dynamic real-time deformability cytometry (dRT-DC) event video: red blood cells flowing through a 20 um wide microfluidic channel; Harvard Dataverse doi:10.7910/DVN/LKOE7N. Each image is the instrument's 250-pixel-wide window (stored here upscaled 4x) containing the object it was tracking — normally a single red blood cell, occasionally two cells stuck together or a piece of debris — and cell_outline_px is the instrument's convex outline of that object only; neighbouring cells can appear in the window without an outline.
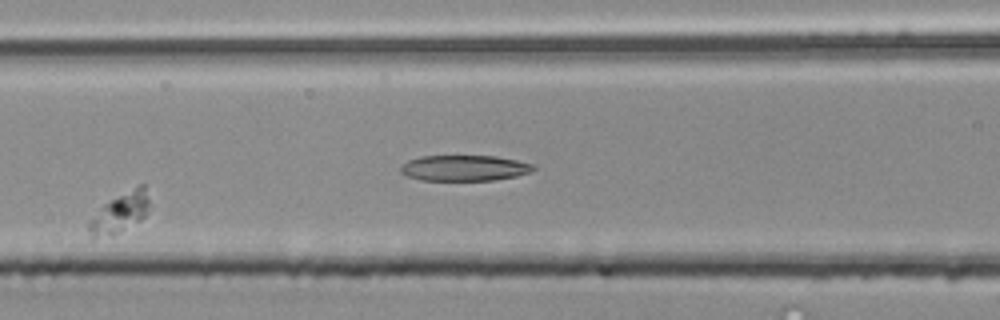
{"species": "common noctule bat (a hibernating species)", "species_latin": "Nyctalus noctula", "temperature_condition": "room temperature", "stored_images_in_passage": 5, "camera_frame_rate_fps": 3000, "um_per_image_px": 0.085, "animal": {"sex": "male", "body_mass_g": 20.4}, "frame": {"image": 1, "passage_image": 5, "time_ms": 1.333, "image_size_px": [1000, 320], "cell_outline_px": [[148, 212], [140, 220], [112, 236], [92, 240], [88, 232], [88, 220], [104, 204], [140, 184], [144, 184], [148, 200]], "centroid_in_image_um": [10.13, 18.15], "position_along_channel_um": 156.5, "area_um2": 13.99}}